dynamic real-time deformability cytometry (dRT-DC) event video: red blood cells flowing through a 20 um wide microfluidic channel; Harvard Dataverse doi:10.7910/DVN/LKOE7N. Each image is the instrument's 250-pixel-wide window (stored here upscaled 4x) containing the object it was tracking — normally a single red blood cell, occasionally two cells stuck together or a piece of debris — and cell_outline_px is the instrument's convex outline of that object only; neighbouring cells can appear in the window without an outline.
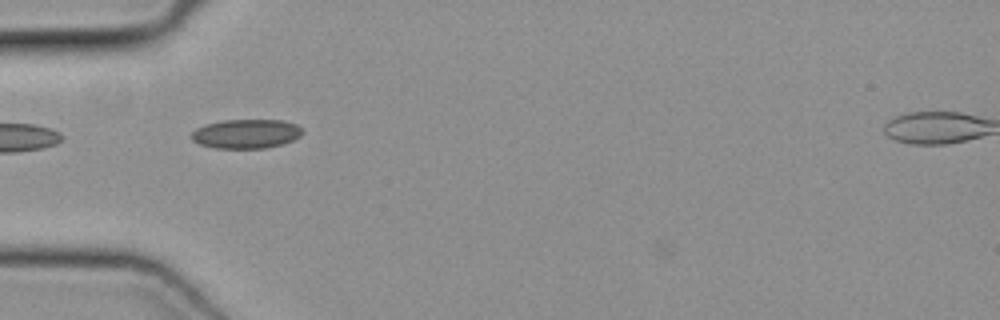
{"species": "common noctule bat (a hibernating species)", "species_latin": "Nyctalus noctula", "temperature_condition": "cold", "stored_images_in_passage": 14, "camera_frame_rate_fps": 3000, "um_per_image_px": 0.085, "animal": {"sex": "female", "body_mass_g": 19.3, "forearm_length_mm": 54.1}, "frame": {"image": 1, "passage_image": 1, "time_ms": 0.0, "image_size_px": [1000, 320], "cell_outline_px": [[304, 132], [300, 136], [292, 140], [280, 144], [264, 148], [212, 148], [200, 144], [192, 140], [192, 132], [196, 128], [204, 124], [224, 120], [284, 120], [296, 124]], "centroid_in_image_um": [20.9, 11.36], "position_along_channel_um": 64.1, "area_um2": 18.84}}